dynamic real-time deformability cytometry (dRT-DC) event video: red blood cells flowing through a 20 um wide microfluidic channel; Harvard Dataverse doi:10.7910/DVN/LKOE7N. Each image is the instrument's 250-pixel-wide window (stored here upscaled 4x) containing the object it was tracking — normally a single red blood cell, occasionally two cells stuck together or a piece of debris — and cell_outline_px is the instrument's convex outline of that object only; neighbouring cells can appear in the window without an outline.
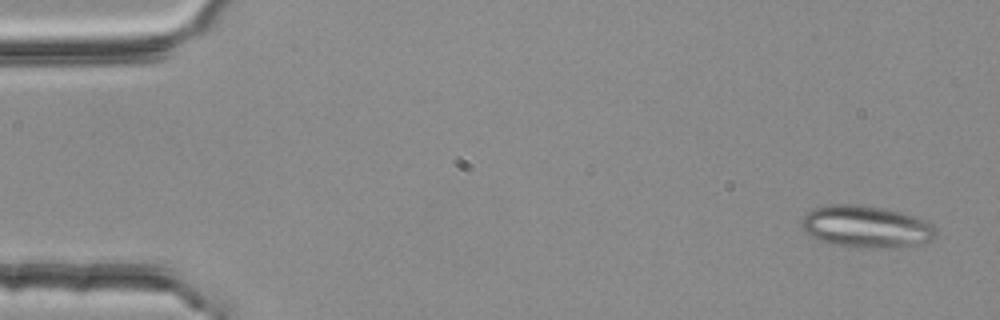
{"species": "common noctule bat (a hibernating species)", "species_latin": "Nyctalus noctula", "temperature_condition": "room temperature", "stored_images_in_passage": 4, "camera_frame_rate_fps": 3000, "um_per_image_px": 0.085, "animal": {"sex": "female", "body_mass_g": 25.1}, "frame": {"image": 1, "passage_image": 1, "time_ms": 0.0, "image_size_px": [1000, 320], "cell_outline_px": [[936, 236], [932, 240], [900, 248], [880, 248], [832, 244], [820, 240], [804, 232], [800, 224], [800, 220], [812, 208], [832, 204], [860, 204], [884, 208], [904, 212], [928, 220], [936, 228]], "centroid_in_image_um": [73.65, 19.25], "position_along_channel_um": 11.3, "area_um2": 33.23}}